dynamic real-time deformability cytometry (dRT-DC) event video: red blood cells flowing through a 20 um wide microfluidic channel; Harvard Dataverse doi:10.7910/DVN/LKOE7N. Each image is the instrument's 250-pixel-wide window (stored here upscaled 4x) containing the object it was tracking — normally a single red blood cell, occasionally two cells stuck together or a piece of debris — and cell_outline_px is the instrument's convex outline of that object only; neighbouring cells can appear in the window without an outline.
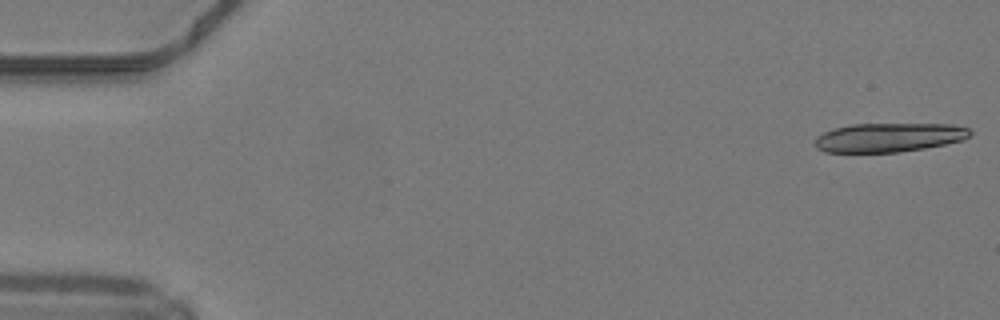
{"species": "common noctule bat (a hibernating species)", "species_latin": "Nyctalus noctula", "temperature_condition": "warm", "stored_images_in_passage": 15, "camera_frame_rate_fps": 3000, "um_per_image_px": 0.085, "animal": {"sex": "male", "body_mass_g": 19.2, "forearm_length_mm": 51.8}, "frame": {"image": 1, "passage_image": 1, "time_ms": 0.0, "image_size_px": [1000, 320], "cell_outline_px": [[972, 136], [964, 140], [924, 148], [900, 152], [824, 152], [816, 148], [816, 136], [832, 128], [852, 124], [952, 124], [968, 128], [972, 132]], "centroid_in_image_um": [75.57, 11.68], "position_along_channel_um": 9.4, "area_um2": 26.36}}